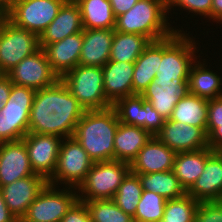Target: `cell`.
I'll list each match as a JSON object with an SVG mask.
<instances>
[{"instance_id": "cell-1", "label": "cell", "mask_w": 222, "mask_h": 222, "mask_svg": "<svg viewBox=\"0 0 222 222\" xmlns=\"http://www.w3.org/2000/svg\"><path fill=\"white\" fill-rule=\"evenodd\" d=\"M85 109L59 79L36 90L29 115V133L72 137Z\"/></svg>"}, {"instance_id": "cell-2", "label": "cell", "mask_w": 222, "mask_h": 222, "mask_svg": "<svg viewBox=\"0 0 222 222\" xmlns=\"http://www.w3.org/2000/svg\"><path fill=\"white\" fill-rule=\"evenodd\" d=\"M115 109L86 110L74 132L93 162L114 160V138L119 125Z\"/></svg>"}, {"instance_id": "cell-3", "label": "cell", "mask_w": 222, "mask_h": 222, "mask_svg": "<svg viewBox=\"0 0 222 222\" xmlns=\"http://www.w3.org/2000/svg\"><path fill=\"white\" fill-rule=\"evenodd\" d=\"M167 0H139L124 14L116 17L114 31L141 34L151 42L171 36L176 29L170 27Z\"/></svg>"}, {"instance_id": "cell-4", "label": "cell", "mask_w": 222, "mask_h": 222, "mask_svg": "<svg viewBox=\"0 0 222 222\" xmlns=\"http://www.w3.org/2000/svg\"><path fill=\"white\" fill-rule=\"evenodd\" d=\"M188 36L189 33L176 31L162 39V59H159L155 81L189 79L190 68L198 58L197 43Z\"/></svg>"}, {"instance_id": "cell-5", "label": "cell", "mask_w": 222, "mask_h": 222, "mask_svg": "<svg viewBox=\"0 0 222 222\" xmlns=\"http://www.w3.org/2000/svg\"><path fill=\"white\" fill-rule=\"evenodd\" d=\"M129 172L130 164L123 161L94 162L85 180L78 187L79 201L113 199Z\"/></svg>"}, {"instance_id": "cell-6", "label": "cell", "mask_w": 222, "mask_h": 222, "mask_svg": "<svg viewBox=\"0 0 222 222\" xmlns=\"http://www.w3.org/2000/svg\"><path fill=\"white\" fill-rule=\"evenodd\" d=\"M60 79L85 111L102 110L112 106L104 93L101 67L78 64Z\"/></svg>"}, {"instance_id": "cell-7", "label": "cell", "mask_w": 222, "mask_h": 222, "mask_svg": "<svg viewBox=\"0 0 222 222\" xmlns=\"http://www.w3.org/2000/svg\"><path fill=\"white\" fill-rule=\"evenodd\" d=\"M93 164V160L74 136L63 138L57 165L48 184H65V187L78 189Z\"/></svg>"}, {"instance_id": "cell-8", "label": "cell", "mask_w": 222, "mask_h": 222, "mask_svg": "<svg viewBox=\"0 0 222 222\" xmlns=\"http://www.w3.org/2000/svg\"><path fill=\"white\" fill-rule=\"evenodd\" d=\"M40 49L39 36L17 27L5 16L0 20V71L7 74L24 58Z\"/></svg>"}, {"instance_id": "cell-9", "label": "cell", "mask_w": 222, "mask_h": 222, "mask_svg": "<svg viewBox=\"0 0 222 222\" xmlns=\"http://www.w3.org/2000/svg\"><path fill=\"white\" fill-rule=\"evenodd\" d=\"M66 0H16L4 16L17 27L38 36L57 16Z\"/></svg>"}, {"instance_id": "cell-10", "label": "cell", "mask_w": 222, "mask_h": 222, "mask_svg": "<svg viewBox=\"0 0 222 222\" xmlns=\"http://www.w3.org/2000/svg\"><path fill=\"white\" fill-rule=\"evenodd\" d=\"M59 187L47 184L29 206L25 217L34 222H60L79 199L77 189Z\"/></svg>"}, {"instance_id": "cell-11", "label": "cell", "mask_w": 222, "mask_h": 222, "mask_svg": "<svg viewBox=\"0 0 222 222\" xmlns=\"http://www.w3.org/2000/svg\"><path fill=\"white\" fill-rule=\"evenodd\" d=\"M36 91L12 85L9 99L0 112L7 121V142L22 140L29 130V115Z\"/></svg>"}, {"instance_id": "cell-12", "label": "cell", "mask_w": 222, "mask_h": 222, "mask_svg": "<svg viewBox=\"0 0 222 222\" xmlns=\"http://www.w3.org/2000/svg\"><path fill=\"white\" fill-rule=\"evenodd\" d=\"M7 75L13 85L28 87L35 91L53 86L60 79L52 70L41 48L24 58Z\"/></svg>"}, {"instance_id": "cell-13", "label": "cell", "mask_w": 222, "mask_h": 222, "mask_svg": "<svg viewBox=\"0 0 222 222\" xmlns=\"http://www.w3.org/2000/svg\"><path fill=\"white\" fill-rule=\"evenodd\" d=\"M22 140L34 174L41 175L48 181L55 171L63 138L28 132Z\"/></svg>"}, {"instance_id": "cell-14", "label": "cell", "mask_w": 222, "mask_h": 222, "mask_svg": "<svg viewBox=\"0 0 222 222\" xmlns=\"http://www.w3.org/2000/svg\"><path fill=\"white\" fill-rule=\"evenodd\" d=\"M155 137L176 153L209 147L207 133L202 128L169 119Z\"/></svg>"}, {"instance_id": "cell-15", "label": "cell", "mask_w": 222, "mask_h": 222, "mask_svg": "<svg viewBox=\"0 0 222 222\" xmlns=\"http://www.w3.org/2000/svg\"><path fill=\"white\" fill-rule=\"evenodd\" d=\"M48 184L41 175H31L1 186L0 192L10 212L16 217H24L29 206Z\"/></svg>"}, {"instance_id": "cell-16", "label": "cell", "mask_w": 222, "mask_h": 222, "mask_svg": "<svg viewBox=\"0 0 222 222\" xmlns=\"http://www.w3.org/2000/svg\"><path fill=\"white\" fill-rule=\"evenodd\" d=\"M189 92L188 79L153 80L141 96L165 119H169L181 98Z\"/></svg>"}, {"instance_id": "cell-17", "label": "cell", "mask_w": 222, "mask_h": 222, "mask_svg": "<svg viewBox=\"0 0 222 222\" xmlns=\"http://www.w3.org/2000/svg\"><path fill=\"white\" fill-rule=\"evenodd\" d=\"M34 175L23 140L0 143V187Z\"/></svg>"}, {"instance_id": "cell-18", "label": "cell", "mask_w": 222, "mask_h": 222, "mask_svg": "<svg viewBox=\"0 0 222 222\" xmlns=\"http://www.w3.org/2000/svg\"><path fill=\"white\" fill-rule=\"evenodd\" d=\"M175 156L174 150L152 136L130 163V172L149 174L172 170Z\"/></svg>"}, {"instance_id": "cell-19", "label": "cell", "mask_w": 222, "mask_h": 222, "mask_svg": "<svg viewBox=\"0 0 222 222\" xmlns=\"http://www.w3.org/2000/svg\"><path fill=\"white\" fill-rule=\"evenodd\" d=\"M83 30L79 6L74 0H66L59 9L57 16L39 36L40 48L42 49L47 44L61 41L67 36Z\"/></svg>"}, {"instance_id": "cell-20", "label": "cell", "mask_w": 222, "mask_h": 222, "mask_svg": "<svg viewBox=\"0 0 222 222\" xmlns=\"http://www.w3.org/2000/svg\"><path fill=\"white\" fill-rule=\"evenodd\" d=\"M187 194L199 202L222 201V152L214 151Z\"/></svg>"}, {"instance_id": "cell-21", "label": "cell", "mask_w": 222, "mask_h": 222, "mask_svg": "<svg viewBox=\"0 0 222 222\" xmlns=\"http://www.w3.org/2000/svg\"><path fill=\"white\" fill-rule=\"evenodd\" d=\"M83 45V31L67 36L61 41L45 45L42 50L52 68L61 78L79 64Z\"/></svg>"}, {"instance_id": "cell-22", "label": "cell", "mask_w": 222, "mask_h": 222, "mask_svg": "<svg viewBox=\"0 0 222 222\" xmlns=\"http://www.w3.org/2000/svg\"><path fill=\"white\" fill-rule=\"evenodd\" d=\"M102 71L104 93L112 105L121 98L133 95L134 63L109 60Z\"/></svg>"}, {"instance_id": "cell-23", "label": "cell", "mask_w": 222, "mask_h": 222, "mask_svg": "<svg viewBox=\"0 0 222 222\" xmlns=\"http://www.w3.org/2000/svg\"><path fill=\"white\" fill-rule=\"evenodd\" d=\"M114 29H84L79 64L103 67L110 59Z\"/></svg>"}, {"instance_id": "cell-24", "label": "cell", "mask_w": 222, "mask_h": 222, "mask_svg": "<svg viewBox=\"0 0 222 222\" xmlns=\"http://www.w3.org/2000/svg\"><path fill=\"white\" fill-rule=\"evenodd\" d=\"M159 59H162V40L150 42L134 62L133 95H141L155 79L159 68Z\"/></svg>"}, {"instance_id": "cell-25", "label": "cell", "mask_w": 222, "mask_h": 222, "mask_svg": "<svg viewBox=\"0 0 222 222\" xmlns=\"http://www.w3.org/2000/svg\"><path fill=\"white\" fill-rule=\"evenodd\" d=\"M151 137L141 127L120 122L114 138V160L130 164Z\"/></svg>"}, {"instance_id": "cell-26", "label": "cell", "mask_w": 222, "mask_h": 222, "mask_svg": "<svg viewBox=\"0 0 222 222\" xmlns=\"http://www.w3.org/2000/svg\"><path fill=\"white\" fill-rule=\"evenodd\" d=\"M213 152L207 147L197 151L176 153L172 171L186 192L203 173L205 162Z\"/></svg>"}, {"instance_id": "cell-27", "label": "cell", "mask_w": 222, "mask_h": 222, "mask_svg": "<svg viewBox=\"0 0 222 222\" xmlns=\"http://www.w3.org/2000/svg\"><path fill=\"white\" fill-rule=\"evenodd\" d=\"M207 66L198 60L192 64L188 87L189 93L209 100L222 96V78Z\"/></svg>"}, {"instance_id": "cell-28", "label": "cell", "mask_w": 222, "mask_h": 222, "mask_svg": "<svg viewBox=\"0 0 222 222\" xmlns=\"http://www.w3.org/2000/svg\"><path fill=\"white\" fill-rule=\"evenodd\" d=\"M208 100L188 92L176 104L169 120L207 129Z\"/></svg>"}, {"instance_id": "cell-29", "label": "cell", "mask_w": 222, "mask_h": 222, "mask_svg": "<svg viewBox=\"0 0 222 222\" xmlns=\"http://www.w3.org/2000/svg\"><path fill=\"white\" fill-rule=\"evenodd\" d=\"M79 6L84 29H114L115 16L109 0H74Z\"/></svg>"}, {"instance_id": "cell-30", "label": "cell", "mask_w": 222, "mask_h": 222, "mask_svg": "<svg viewBox=\"0 0 222 222\" xmlns=\"http://www.w3.org/2000/svg\"><path fill=\"white\" fill-rule=\"evenodd\" d=\"M150 42L141 34L114 31L109 60L134 63Z\"/></svg>"}, {"instance_id": "cell-31", "label": "cell", "mask_w": 222, "mask_h": 222, "mask_svg": "<svg viewBox=\"0 0 222 222\" xmlns=\"http://www.w3.org/2000/svg\"><path fill=\"white\" fill-rule=\"evenodd\" d=\"M136 175L140 179L143 190L153 191L166 200L180 198L187 193L172 170Z\"/></svg>"}, {"instance_id": "cell-32", "label": "cell", "mask_w": 222, "mask_h": 222, "mask_svg": "<svg viewBox=\"0 0 222 222\" xmlns=\"http://www.w3.org/2000/svg\"><path fill=\"white\" fill-rule=\"evenodd\" d=\"M142 193L143 188L138 175L129 172L118 187L117 193L112 200L125 213L134 217Z\"/></svg>"}, {"instance_id": "cell-33", "label": "cell", "mask_w": 222, "mask_h": 222, "mask_svg": "<svg viewBox=\"0 0 222 222\" xmlns=\"http://www.w3.org/2000/svg\"><path fill=\"white\" fill-rule=\"evenodd\" d=\"M112 107L116 111L119 122L138 126L145 130V110L141 95L135 94L121 98Z\"/></svg>"}, {"instance_id": "cell-34", "label": "cell", "mask_w": 222, "mask_h": 222, "mask_svg": "<svg viewBox=\"0 0 222 222\" xmlns=\"http://www.w3.org/2000/svg\"><path fill=\"white\" fill-rule=\"evenodd\" d=\"M199 203L187 193L180 198L167 200L160 222H194Z\"/></svg>"}, {"instance_id": "cell-35", "label": "cell", "mask_w": 222, "mask_h": 222, "mask_svg": "<svg viewBox=\"0 0 222 222\" xmlns=\"http://www.w3.org/2000/svg\"><path fill=\"white\" fill-rule=\"evenodd\" d=\"M87 206L91 222H131L133 217L119 208L112 199L81 201Z\"/></svg>"}, {"instance_id": "cell-36", "label": "cell", "mask_w": 222, "mask_h": 222, "mask_svg": "<svg viewBox=\"0 0 222 222\" xmlns=\"http://www.w3.org/2000/svg\"><path fill=\"white\" fill-rule=\"evenodd\" d=\"M167 200L153 191L143 190L133 220L138 222H160Z\"/></svg>"}, {"instance_id": "cell-37", "label": "cell", "mask_w": 222, "mask_h": 222, "mask_svg": "<svg viewBox=\"0 0 222 222\" xmlns=\"http://www.w3.org/2000/svg\"><path fill=\"white\" fill-rule=\"evenodd\" d=\"M177 6L191 13L211 19L212 0H167V12Z\"/></svg>"}, {"instance_id": "cell-38", "label": "cell", "mask_w": 222, "mask_h": 222, "mask_svg": "<svg viewBox=\"0 0 222 222\" xmlns=\"http://www.w3.org/2000/svg\"><path fill=\"white\" fill-rule=\"evenodd\" d=\"M194 222H222V201L200 202Z\"/></svg>"}, {"instance_id": "cell-39", "label": "cell", "mask_w": 222, "mask_h": 222, "mask_svg": "<svg viewBox=\"0 0 222 222\" xmlns=\"http://www.w3.org/2000/svg\"><path fill=\"white\" fill-rule=\"evenodd\" d=\"M143 108L145 110V131L151 136H155L165 123V118L161 116L152 104L143 98Z\"/></svg>"}, {"instance_id": "cell-40", "label": "cell", "mask_w": 222, "mask_h": 222, "mask_svg": "<svg viewBox=\"0 0 222 222\" xmlns=\"http://www.w3.org/2000/svg\"><path fill=\"white\" fill-rule=\"evenodd\" d=\"M220 125H222V96L208 100L207 136Z\"/></svg>"}, {"instance_id": "cell-41", "label": "cell", "mask_w": 222, "mask_h": 222, "mask_svg": "<svg viewBox=\"0 0 222 222\" xmlns=\"http://www.w3.org/2000/svg\"><path fill=\"white\" fill-rule=\"evenodd\" d=\"M60 222H91L86 204L78 200Z\"/></svg>"}, {"instance_id": "cell-42", "label": "cell", "mask_w": 222, "mask_h": 222, "mask_svg": "<svg viewBox=\"0 0 222 222\" xmlns=\"http://www.w3.org/2000/svg\"><path fill=\"white\" fill-rule=\"evenodd\" d=\"M13 83L7 74L0 76V110L9 99Z\"/></svg>"}, {"instance_id": "cell-43", "label": "cell", "mask_w": 222, "mask_h": 222, "mask_svg": "<svg viewBox=\"0 0 222 222\" xmlns=\"http://www.w3.org/2000/svg\"><path fill=\"white\" fill-rule=\"evenodd\" d=\"M138 1L139 0H109L115 18L129 11Z\"/></svg>"}, {"instance_id": "cell-44", "label": "cell", "mask_w": 222, "mask_h": 222, "mask_svg": "<svg viewBox=\"0 0 222 222\" xmlns=\"http://www.w3.org/2000/svg\"><path fill=\"white\" fill-rule=\"evenodd\" d=\"M208 145L213 151L222 152V125L208 136Z\"/></svg>"}, {"instance_id": "cell-45", "label": "cell", "mask_w": 222, "mask_h": 222, "mask_svg": "<svg viewBox=\"0 0 222 222\" xmlns=\"http://www.w3.org/2000/svg\"><path fill=\"white\" fill-rule=\"evenodd\" d=\"M0 222H16V217L10 212L1 192H0Z\"/></svg>"}, {"instance_id": "cell-46", "label": "cell", "mask_w": 222, "mask_h": 222, "mask_svg": "<svg viewBox=\"0 0 222 222\" xmlns=\"http://www.w3.org/2000/svg\"><path fill=\"white\" fill-rule=\"evenodd\" d=\"M211 20L222 24V0H212Z\"/></svg>"}, {"instance_id": "cell-47", "label": "cell", "mask_w": 222, "mask_h": 222, "mask_svg": "<svg viewBox=\"0 0 222 222\" xmlns=\"http://www.w3.org/2000/svg\"><path fill=\"white\" fill-rule=\"evenodd\" d=\"M7 142V121L0 112V143Z\"/></svg>"}, {"instance_id": "cell-48", "label": "cell", "mask_w": 222, "mask_h": 222, "mask_svg": "<svg viewBox=\"0 0 222 222\" xmlns=\"http://www.w3.org/2000/svg\"><path fill=\"white\" fill-rule=\"evenodd\" d=\"M16 0H0V12L5 14Z\"/></svg>"}, {"instance_id": "cell-49", "label": "cell", "mask_w": 222, "mask_h": 222, "mask_svg": "<svg viewBox=\"0 0 222 222\" xmlns=\"http://www.w3.org/2000/svg\"><path fill=\"white\" fill-rule=\"evenodd\" d=\"M16 222H34V221H31L24 216V217L16 218Z\"/></svg>"}, {"instance_id": "cell-50", "label": "cell", "mask_w": 222, "mask_h": 222, "mask_svg": "<svg viewBox=\"0 0 222 222\" xmlns=\"http://www.w3.org/2000/svg\"><path fill=\"white\" fill-rule=\"evenodd\" d=\"M3 16H4V14L2 12H0V20Z\"/></svg>"}]
</instances>
